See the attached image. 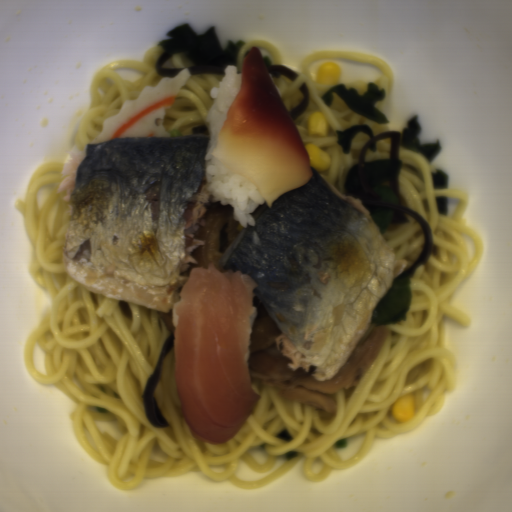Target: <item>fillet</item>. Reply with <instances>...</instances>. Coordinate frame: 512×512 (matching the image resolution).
I'll return each mask as SVG.
<instances>
[{"label":"fillet","instance_id":"25842a12","mask_svg":"<svg viewBox=\"0 0 512 512\" xmlns=\"http://www.w3.org/2000/svg\"><path fill=\"white\" fill-rule=\"evenodd\" d=\"M257 281L210 261L192 267L176 307L173 364L181 413L195 436L226 443L246 423L262 394L249 370Z\"/></svg>","mask_w":512,"mask_h":512},{"label":"fillet","instance_id":"e2c912f1","mask_svg":"<svg viewBox=\"0 0 512 512\" xmlns=\"http://www.w3.org/2000/svg\"><path fill=\"white\" fill-rule=\"evenodd\" d=\"M211 155L252 183L270 209L283 193L306 185L314 174L302 136L257 46L244 57L240 90Z\"/></svg>","mask_w":512,"mask_h":512}]
</instances>
